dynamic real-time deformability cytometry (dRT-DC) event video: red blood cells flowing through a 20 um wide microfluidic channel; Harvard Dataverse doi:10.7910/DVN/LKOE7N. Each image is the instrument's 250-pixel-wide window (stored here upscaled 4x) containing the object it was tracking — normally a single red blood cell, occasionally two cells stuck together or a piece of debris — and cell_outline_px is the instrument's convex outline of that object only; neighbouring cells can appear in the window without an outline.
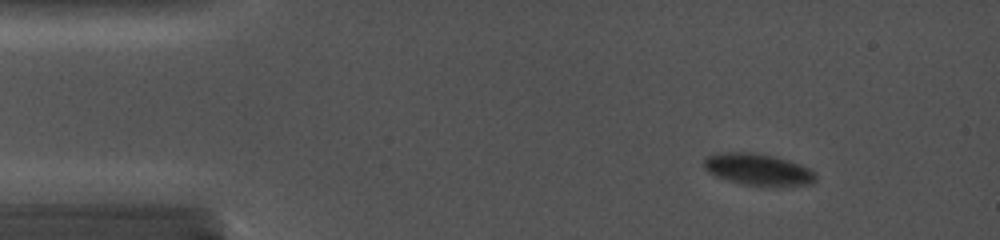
{"species": "common noctule bat (a hibernating species)", "species_latin": "Nyctalus noctula", "temperature_condition": "cold", "stored_images_in_passage": 7, "camera_frame_rate_fps": 5000, "um_per_image_px": 0.085, "animal": {"sex": "female", "body_mass_g": 19.0, "forearm_length_mm": 56.7}, "frame": {"image": 1, "passage_image": 4, "time_ms": 1.6, "image_size_px": [1000, 240], "cell_outline_px": [[816, 180], [812, 184], [740, 184], [712, 176], [704, 168], [704, 156], [716, 152], [760, 152], [792, 160], [816, 172]], "centroid_in_image_um": [64.37, 14.35], "position_along_channel_um": 20.6, "area_um2": 20.81}}